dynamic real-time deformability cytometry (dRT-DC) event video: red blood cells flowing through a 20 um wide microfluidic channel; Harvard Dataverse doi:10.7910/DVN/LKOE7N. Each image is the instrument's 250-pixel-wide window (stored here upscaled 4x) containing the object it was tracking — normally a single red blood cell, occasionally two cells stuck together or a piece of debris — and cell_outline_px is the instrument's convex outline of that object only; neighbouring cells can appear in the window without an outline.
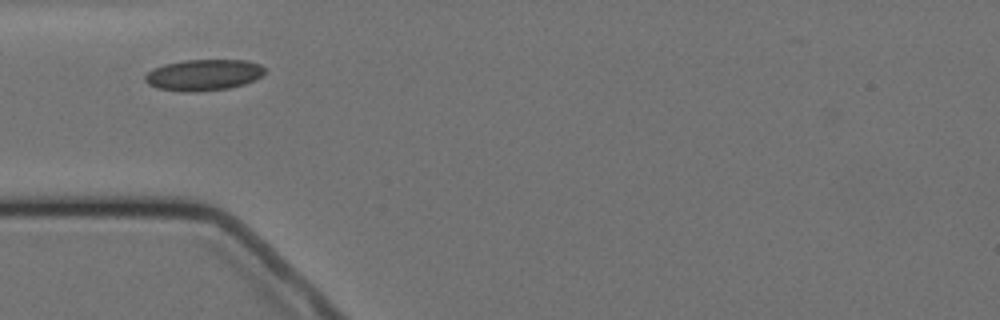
{"species": "Egyptian fruit bat (a non-hibernating species)", "species_latin": "Rousettus aegyptiacus", "temperature_condition": "cold", "stored_images_in_passage": 2, "camera_frame_rate_fps": 3000, "um_per_image_px": 0.085, "animal": {"sex": "female"}, "frame": {"image": 1, "passage_image": 1, "time_ms": 0.0, "image_size_px": [1000, 320], "cell_outline_px": [[264, 72], [260, 76], [244, 84], [228, 88], [196, 92], [184, 92], [156, 88], [148, 84], [144, 80], [144, 76], [152, 68], [164, 64], [184, 60], [248, 60], [260, 64], [264, 68]], "centroid_in_image_um": [17.25, 6.37], "position_along_channel_um": 67.7, "area_um2": 21.79}}
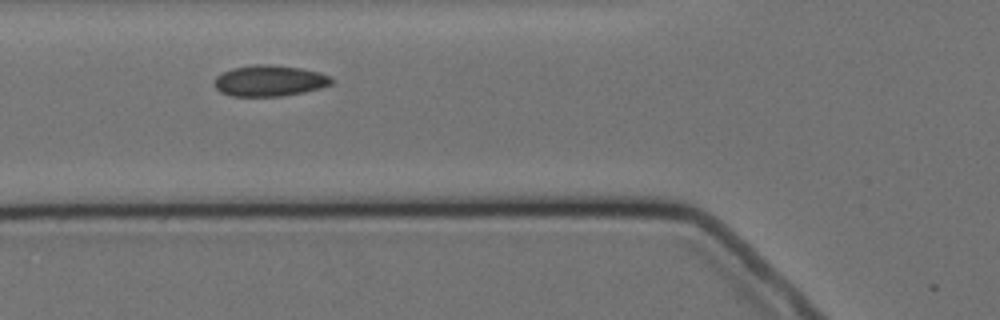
{"frame": {"image": 2, "passage_image": 2, "time_ms": 1.0, "image_size_px": [1000, 320], "cell_outline_px": [[332, 84], [320, 88], [304, 92], [280, 96], [232, 96], [220, 92], [212, 84], [212, 80], [220, 72], [232, 68], [256, 64], [268, 64], [300, 68], [320, 72], [332, 76]], "centroid_in_image_um": [22.87, 6.86], "position_along_channel_um": 102.9, "area_um2": 21.44}}